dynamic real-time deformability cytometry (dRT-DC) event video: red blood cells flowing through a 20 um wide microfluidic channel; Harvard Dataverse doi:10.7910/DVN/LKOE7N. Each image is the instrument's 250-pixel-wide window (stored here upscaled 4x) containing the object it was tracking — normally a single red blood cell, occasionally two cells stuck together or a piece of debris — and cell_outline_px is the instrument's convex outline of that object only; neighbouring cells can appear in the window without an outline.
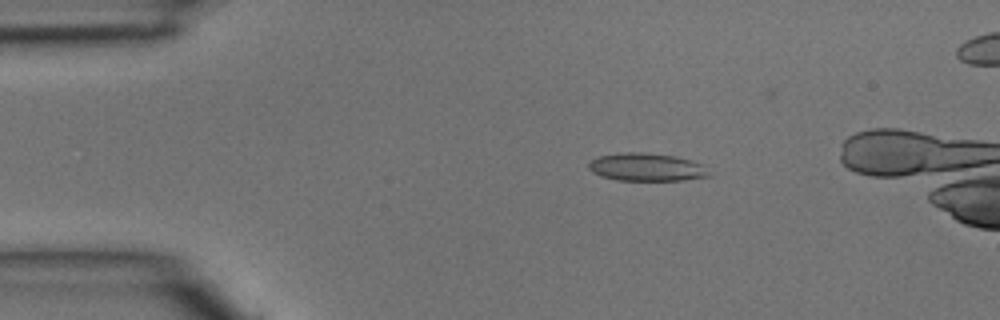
{"species": "common noctule bat (a hibernating species)", "species_latin": "Nyctalus noctula", "temperature_condition": "room temperature", "stored_images_in_passage": 6, "camera_frame_rate_fps": 3000, "um_per_image_px": 0.085, "animal": {"sex": "male", "body_mass_g": 15.6}, "frame": {"image": 1, "passage_image": 3, "time_ms": 0.667, "image_size_px": [1000, 320], "cell_outline_px": [[712, 176], [680, 180], [616, 180], [600, 176], [592, 172], [588, 168], [588, 164], [592, 160], [600, 156], [624, 152], [644, 152], [672, 156], [688, 160], [700, 164]], "centroid_in_image_um": [54.9, 14.21], "position_along_channel_um": 30.1, "area_um2": 19.25}}